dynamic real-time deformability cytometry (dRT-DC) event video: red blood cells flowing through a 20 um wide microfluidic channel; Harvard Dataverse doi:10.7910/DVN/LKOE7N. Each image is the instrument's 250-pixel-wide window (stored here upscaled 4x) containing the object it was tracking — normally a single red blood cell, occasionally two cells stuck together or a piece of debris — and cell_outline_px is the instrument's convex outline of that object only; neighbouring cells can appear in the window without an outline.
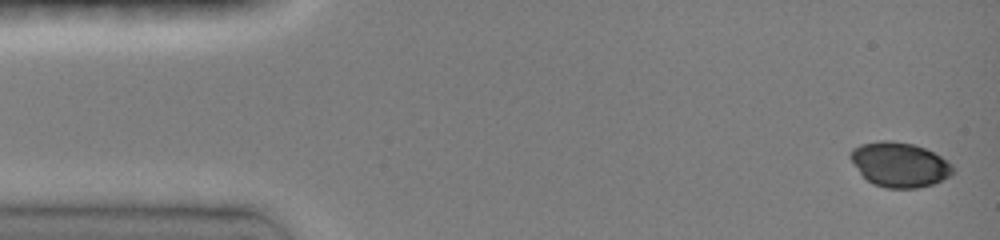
{"species": "common noctule bat (a hibernating species)", "species_latin": "Nyctalus noctula", "temperature_condition": "room temperature", "stored_images_in_passage": 10, "camera_frame_rate_fps": 3000, "um_per_image_px": 0.085, "animal": {"sex": "female", "body_mass_g": 19.0, "forearm_length_mm": 51.5}, "frame": {"image": 1, "passage_image": 1, "time_ms": 0.0, "image_size_px": [1000, 240], "cell_outline_px": [[956, 172], [932, 184], [916, 188], [888, 188], [872, 184], [860, 172], [848, 156], [852, 148], [860, 144], [880, 140], [892, 140], [912, 144], [924, 148], [940, 156], [952, 164], [956, 168]], "centroid_in_image_um": [76.45, 13.98], "position_along_channel_um": 8.5, "area_um2": 26.65}}
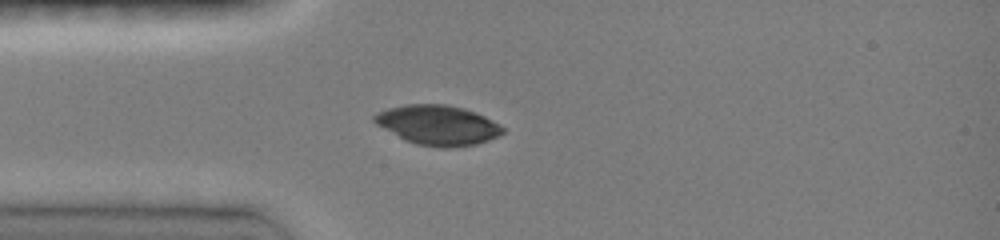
{"frame": {"image": 2, "passage_image": 8, "time_ms": 3.667, "image_size_px": [1000, 240], "cell_outline_px": [[504, 132], [488, 140], [476, 144], [448, 148], [440, 148], [416, 144], [404, 140], [376, 124], [372, 120], [372, 116], [376, 112], [388, 108], [404, 104], [448, 104], [464, 108], [476, 112], [500, 124], [504, 128]], "centroid_in_image_um": [37.19, 10.62], "position_along_channel_um": 47.8, "area_um2": 29.94}}